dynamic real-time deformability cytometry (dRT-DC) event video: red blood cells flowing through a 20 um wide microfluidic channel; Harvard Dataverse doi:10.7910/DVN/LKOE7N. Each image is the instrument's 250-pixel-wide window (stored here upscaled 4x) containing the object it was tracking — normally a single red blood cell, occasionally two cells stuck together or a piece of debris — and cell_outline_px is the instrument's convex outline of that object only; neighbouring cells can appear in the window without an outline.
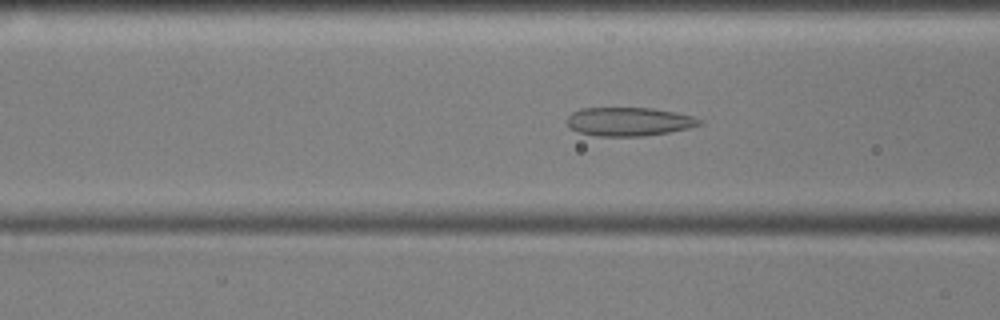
{"species": "common noctule bat (a hibernating species)", "species_latin": "Nyctalus noctula", "temperature_condition": "cold", "stored_images_in_passage": 45, "camera_frame_rate_fps": 3000, "um_per_image_px": 0.085, "animal": {"sex": "male", "body_mass_g": 17.9, "forearm_length_mm": 54.2}, "frame": {"image": 1, "passage_image": 9, "time_ms": 2.667, "image_size_px": [1000, 320], "cell_outline_px": [[704, 124], [688, 128], [668, 132], [644, 136], [596, 136], [576, 132], [568, 124], [568, 116], [572, 112], [580, 108], [652, 108], [692, 116], [704, 120]], "centroid_in_image_um": [53.46, 10.34], "position_along_channel_um": 113.1, "area_um2": 22.08}}
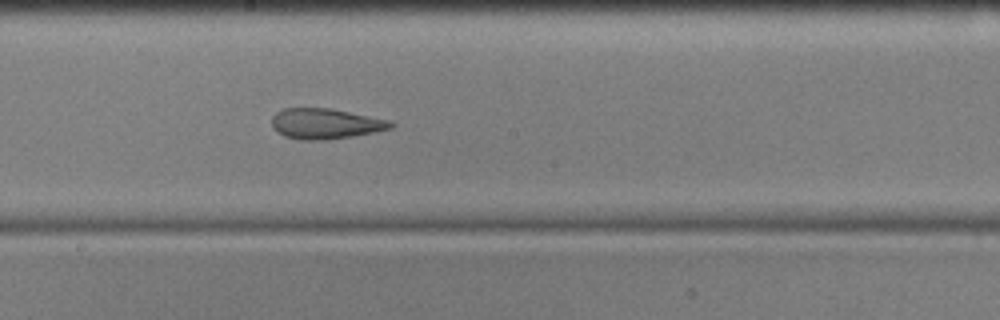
{"frame": {"image": 2, "passage_image": 18, "time_ms": 5.667, "image_size_px": [1000, 320], "cell_outline_px": [[396, 124], [392, 128], [352, 136], [324, 140], [300, 140], [284, 136], [276, 132], [272, 128], [272, 116], [276, 112], [284, 108], [332, 108], [388, 120]], "centroid_in_image_um": [27.62, 10.51], "position_along_channel_um": 220.6, "area_um2": 21.15}}
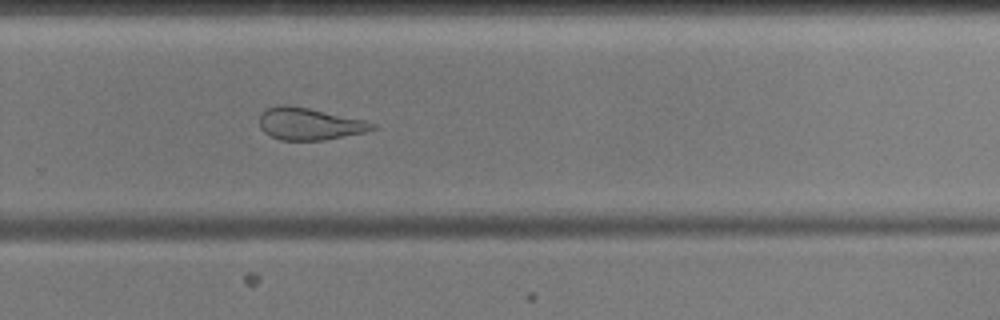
{"frame": {"image": 3, "passage_image": 25, "time_ms": 8.0, "image_size_px": [1000, 320], "cell_outline_px": [[376, 128], [364, 132], [324, 140], [280, 140], [264, 132], [260, 128], [260, 116], [268, 108], [280, 104], [288, 104], [308, 108], [364, 120], [376, 124]], "centroid_in_image_um": [26.28, 10.53], "position_along_channel_um": 303.5, "area_um2": 20.87}, "authors_computed_cell_mechanics": {"area_um2": 20.9814, "velocity_mm_per_s": 3.5692, "shape_relaxation_time_tau1_ms": null, "shape_relaxation_time_tau2_ms": 3.1702, "deformation_change_tau1": null, "deformation_change_tau2": 0.1003}}